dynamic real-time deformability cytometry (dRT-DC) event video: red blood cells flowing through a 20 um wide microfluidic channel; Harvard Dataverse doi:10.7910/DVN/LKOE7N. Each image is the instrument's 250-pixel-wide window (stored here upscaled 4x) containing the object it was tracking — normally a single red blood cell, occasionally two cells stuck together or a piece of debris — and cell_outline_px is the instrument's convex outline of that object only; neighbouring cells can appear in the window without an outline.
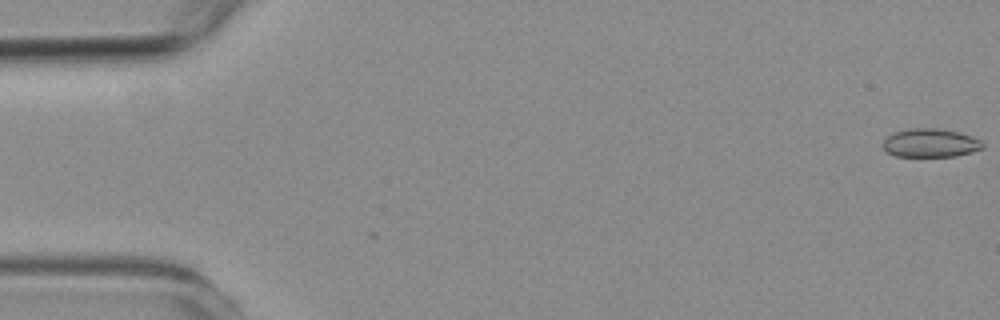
{"species": "common noctule bat (a hibernating species)", "species_latin": "Nyctalus noctula", "temperature_condition": "room temperature", "stored_images_in_passage": 10, "camera_frame_rate_fps": 3000, "um_per_image_px": 0.085, "animal": {"sex": "female", "body_mass_g": 19.3, "forearm_length_mm": 54.1}, "frame": {"image": 1, "passage_image": 1, "time_ms": 0.0, "image_size_px": [1000, 320], "cell_outline_px": [[984, 148], [972, 152], [956, 156], [896, 156], [888, 152], [880, 144], [888, 136], [896, 132], [912, 128], [936, 128], [960, 132], [972, 136], [980, 140], [984, 144]], "centroid_in_image_um": [79.11, 12.15], "position_along_channel_um": 5.9, "area_um2": 16.59}}